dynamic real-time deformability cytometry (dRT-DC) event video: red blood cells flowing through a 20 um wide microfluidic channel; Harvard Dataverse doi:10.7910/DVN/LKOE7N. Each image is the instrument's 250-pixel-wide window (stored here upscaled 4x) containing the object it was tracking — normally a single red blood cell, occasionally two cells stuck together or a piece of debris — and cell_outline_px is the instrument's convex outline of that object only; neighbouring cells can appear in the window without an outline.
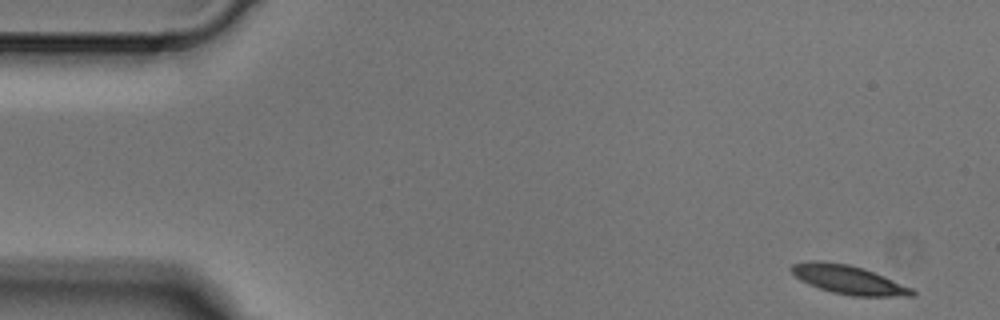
{"species": "Egyptian fruit bat (a non-hibernating species)", "species_latin": "Rousettus aegyptiacus", "temperature_condition": "cold", "stored_images_in_passage": 3, "segment_of_instrument_passage": [2, 2], "camera_frame_rate_fps": 3000, "um_per_image_px": 0.085, "animal": {"sex": "male"}, "frame": {"image": 1, "passage_image": 3, "time_ms": 0.667, "image_size_px": [1000, 320], "cell_outline_px": [[916, 296], [852, 296], [832, 292], [820, 288], [800, 280], [788, 268], [792, 264], [808, 260], [820, 260], [848, 264], [864, 268], [884, 276], [912, 288], [916, 292]], "centroid_in_image_um": [72.11, 23.76], "position_along_channel_um": 12.9, "area_um2": 20.29}}